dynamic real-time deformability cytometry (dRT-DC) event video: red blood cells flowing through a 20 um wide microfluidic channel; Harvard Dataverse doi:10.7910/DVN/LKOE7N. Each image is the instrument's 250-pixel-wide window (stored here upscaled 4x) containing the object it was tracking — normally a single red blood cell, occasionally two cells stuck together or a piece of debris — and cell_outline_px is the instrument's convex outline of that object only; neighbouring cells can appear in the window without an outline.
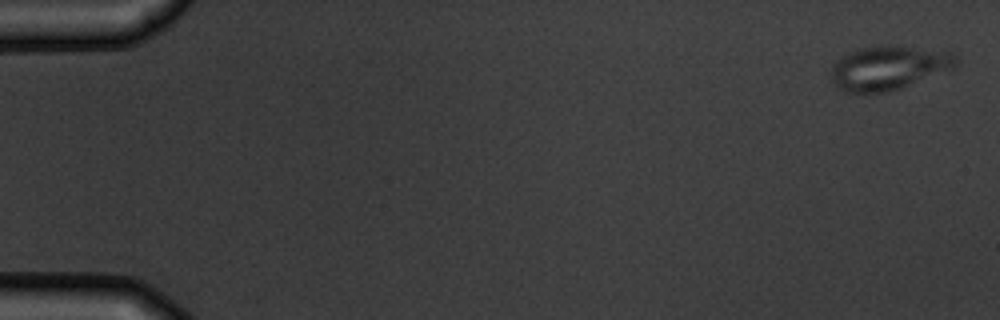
{"species": "common noctule bat (a hibernating species)", "species_latin": "Nyctalus noctula", "temperature_condition": "warm", "stored_images_in_passage": 6, "camera_frame_rate_fps": 3000, "um_per_image_px": 0.085, "animal": {"sex": "male", "body_mass_g": 19.5, "forearm_length_mm": 54.6}, "frame": {"image": 1, "passage_image": 1, "time_ms": 0.0, "image_size_px": [1000, 320], "cell_outline_px": [[956, 68], [900, 88], [884, 92], [844, 92], [832, 84], [832, 64], [836, 60], [848, 52], [864, 48], [888, 44], [952, 52], [956, 56]], "centroid_in_image_um": [75.53, 5.76], "position_along_channel_um": 9.5, "area_um2": 32.02}}